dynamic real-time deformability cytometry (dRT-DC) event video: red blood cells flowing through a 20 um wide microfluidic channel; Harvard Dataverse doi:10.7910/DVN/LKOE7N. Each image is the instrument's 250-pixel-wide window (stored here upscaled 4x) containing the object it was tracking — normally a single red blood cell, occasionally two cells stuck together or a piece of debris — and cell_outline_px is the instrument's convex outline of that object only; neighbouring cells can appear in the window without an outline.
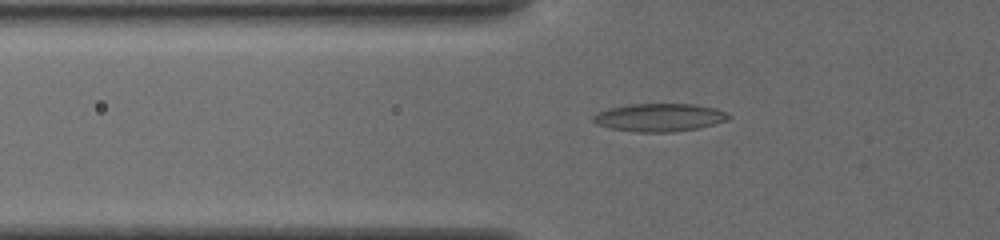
{"species": "common noctule bat (a hibernating species)", "species_latin": "Nyctalus noctula", "temperature_condition": "cold", "stored_images_in_passage": 50, "camera_frame_rate_fps": 3000, "um_per_image_px": 0.085, "animal": {"sex": "female", "body_mass_g": 19.5, "forearm_length_mm": 54.1}, "frame": {"image": 1, "passage_image": 16, "time_ms": 5.0, "image_size_px": [1000, 240], "cell_outline_px": [[728, 120], [696, 128], [672, 132], [640, 132], [612, 128], [596, 124], [592, 120], [592, 116], [596, 112], [612, 108], [632, 104], [692, 104], [712, 108], [724, 112], [728, 116]], "centroid_in_image_um": [55.99, 9.98], "position_along_channel_um": 69.8, "area_um2": 21.56}}
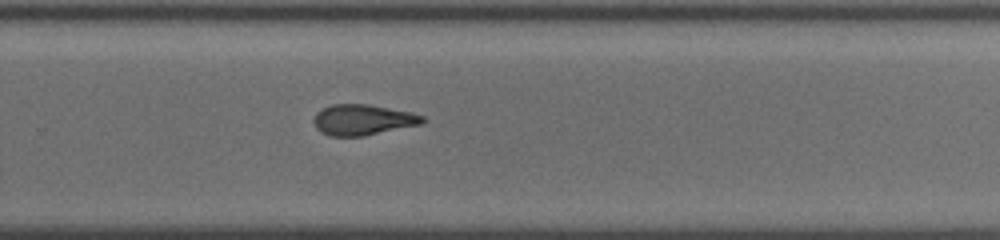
{"frame": {"image": 2, "passage_image": 34, "time_ms": 11.0, "image_size_px": [1000, 240], "cell_outline_px": [[428, 120], [420, 124], [364, 136], [328, 136], [320, 132], [316, 128], [312, 120], [316, 112], [332, 104], [368, 104], [412, 112], [424, 116]], "centroid_in_image_um": [30.83, 10.18], "position_along_channel_um": 299.0, "area_um2": 19.59}}
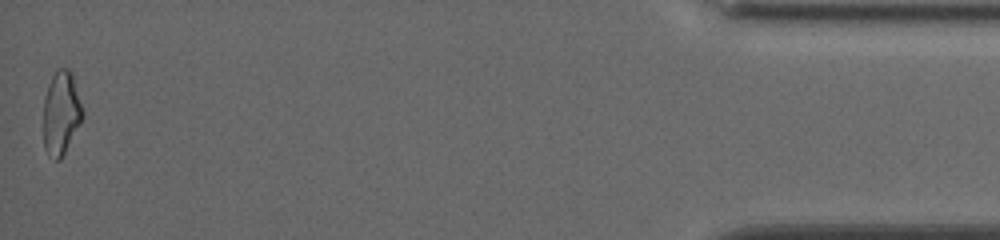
{"frame": {"image": 3, "passage_image": 50, "time_ms": 16.333, "image_size_px": [1000, 240], "cell_outline_px": [[84, 116], [80, 124], [60, 160], [56, 160], [48, 156], [44, 148], [44, 96], [48, 84], [56, 68], [68, 68], [72, 72]], "centroid_in_image_um": [5.18, 9.59], "position_along_channel_um": 430.0, "area_um2": 19.07}, "authors_computed_cell_mechanics": {"area_um2": 19.941, "velocity_mm_per_s": 3.8904, "shape_relaxation_time_tau1_ms": 3.2451, "shape_relaxation_time_tau2_ms": 2.6776, "deformation_change_tau1": 0.1461, "deformation_change_tau2": 0.1169}}